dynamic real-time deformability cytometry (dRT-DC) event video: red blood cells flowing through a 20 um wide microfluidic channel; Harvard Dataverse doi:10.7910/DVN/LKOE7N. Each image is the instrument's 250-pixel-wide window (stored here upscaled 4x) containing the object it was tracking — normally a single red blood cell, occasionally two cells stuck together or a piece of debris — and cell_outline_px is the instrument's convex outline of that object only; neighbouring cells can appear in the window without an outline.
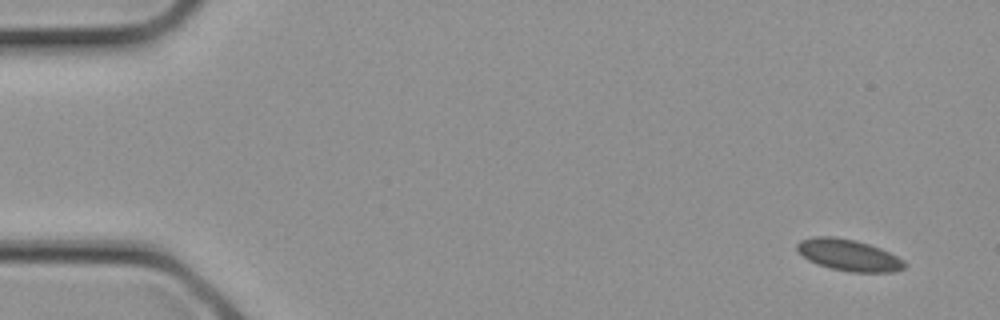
{"species": "common noctule bat (a hibernating species)", "species_latin": "Nyctalus noctula", "temperature_condition": "cold", "stored_images_in_passage": 3, "camera_frame_rate_fps": 3000, "um_per_image_px": 0.085, "animal": {"sex": "female", "body_mass_g": 21.9}, "frame": {"image": 1, "passage_image": 1, "time_ms": 0.0, "image_size_px": [1000, 320], "cell_outline_px": [[908, 264], [904, 268], [896, 272], [852, 272], [832, 268], [816, 264], [808, 260], [796, 248], [796, 244], [800, 240], [812, 236], [836, 236], [856, 240], [880, 248], [904, 260]], "centroid_in_image_um": [72.14, 21.67], "position_along_channel_um": 12.9, "area_um2": 19.83}}
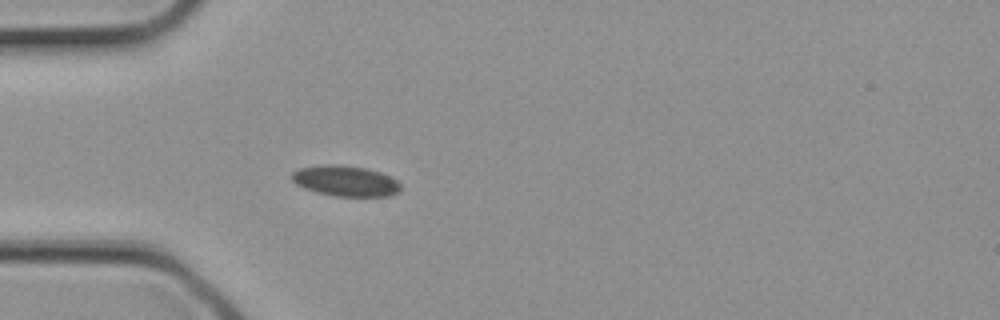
{"frame": {"image": 2, "passage_image": 3, "time_ms": 0.667, "image_size_px": [1000, 320], "cell_outline_px": [[400, 192], [392, 196], [336, 196], [316, 192], [304, 188], [296, 184], [292, 180], [292, 172], [300, 168], [320, 164], [340, 164], [364, 168], [380, 172], [392, 176], [400, 184]], "centroid_in_image_um": [29.38, 15.37], "position_along_channel_um": 55.6, "area_um2": 19.59}}